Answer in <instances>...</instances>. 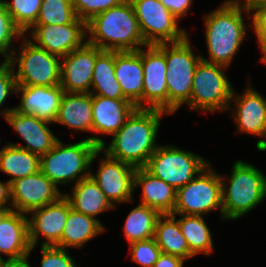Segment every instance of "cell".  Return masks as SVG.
<instances>
[{
    "label": "cell",
    "mask_w": 266,
    "mask_h": 267,
    "mask_svg": "<svg viewBox=\"0 0 266 267\" xmlns=\"http://www.w3.org/2000/svg\"><path fill=\"white\" fill-rule=\"evenodd\" d=\"M165 113L167 114L159 109L136 108L124 125L113 134L108 147L104 143L100 149L110 157L135 168L145 167L159 146L156 137L161 116Z\"/></svg>",
    "instance_id": "1"
},
{
    "label": "cell",
    "mask_w": 266,
    "mask_h": 267,
    "mask_svg": "<svg viewBox=\"0 0 266 267\" xmlns=\"http://www.w3.org/2000/svg\"><path fill=\"white\" fill-rule=\"evenodd\" d=\"M86 29L90 35L87 43L103 51H138L147 46L129 0L94 16Z\"/></svg>",
    "instance_id": "2"
},
{
    "label": "cell",
    "mask_w": 266,
    "mask_h": 267,
    "mask_svg": "<svg viewBox=\"0 0 266 267\" xmlns=\"http://www.w3.org/2000/svg\"><path fill=\"white\" fill-rule=\"evenodd\" d=\"M104 143L98 137H88L70 145L58 140L48 153L40 156V171L57 187L74 180L76 184L90 176L91 164Z\"/></svg>",
    "instance_id": "3"
},
{
    "label": "cell",
    "mask_w": 266,
    "mask_h": 267,
    "mask_svg": "<svg viewBox=\"0 0 266 267\" xmlns=\"http://www.w3.org/2000/svg\"><path fill=\"white\" fill-rule=\"evenodd\" d=\"M205 39L209 60L203 61L229 67L246 36L243 9L226 0L218 9L205 15Z\"/></svg>",
    "instance_id": "4"
},
{
    "label": "cell",
    "mask_w": 266,
    "mask_h": 267,
    "mask_svg": "<svg viewBox=\"0 0 266 267\" xmlns=\"http://www.w3.org/2000/svg\"><path fill=\"white\" fill-rule=\"evenodd\" d=\"M221 176L223 219H239L266 197V177L255 166L236 161L232 167L229 184Z\"/></svg>",
    "instance_id": "5"
},
{
    "label": "cell",
    "mask_w": 266,
    "mask_h": 267,
    "mask_svg": "<svg viewBox=\"0 0 266 267\" xmlns=\"http://www.w3.org/2000/svg\"><path fill=\"white\" fill-rule=\"evenodd\" d=\"M156 46L165 54L168 114H173L190 101L193 75L201 55L195 56L188 36L180 42L160 43Z\"/></svg>",
    "instance_id": "6"
},
{
    "label": "cell",
    "mask_w": 266,
    "mask_h": 267,
    "mask_svg": "<svg viewBox=\"0 0 266 267\" xmlns=\"http://www.w3.org/2000/svg\"><path fill=\"white\" fill-rule=\"evenodd\" d=\"M227 68L200 60L194 71L190 101L187 104L191 110L212 113L231 108L233 88L224 74Z\"/></svg>",
    "instance_id": "7"
},
{
    "label": "cell",
    "mask_w": 266,
    "mask_h": 267,
    "mask_svg": "<svg viewBox=\"0 0 266 267\" xmlns=\"http://www.w3.org/2000/svg\"><path fill=\"white\" fill-rule=\"evenodd\" d=\"M210 162L173 145L158 146L144 167L176 190L191 182Z\"/></svg>",
    "instance_id": "8"
},
{
    "label": "cell",
    "mask_w": 266,
    "mask_h": 267,
    "mask_svg": "<svg viewBox=\"0 0 266 267\" xmlns=\"http://www.w3.org/2000/svg\"><path fill=\"white\" fill-rule=\"evenodd\" d=\"M18 53L14 50L8 61L13 67L18 64L15 73L17 85L27 86H57L60 84V57L35 46L31 40L23 37ZM17 55L20 53V55Z\"/></svg>",
    "instance_id": "9"
},
{
    "label": "cell",
    "mask_w": 266,
    "mask_h": 267,
    "mask_svg": "<svg viewBox=\"0 0 266 267\" xmlns=\"http://www.w3.org/2000/svg\"><path fill=\"white\" fill-rule=\"evenodd\" d=\"M210 167L209 164L191 182L177 189L171 215L203 216L219 209L223 220L221 175Z\"/></svg>",
    "instance_id": "10"
},
{
    "label": "cell",
    "mask_w": 266,
    "mask_h": 267,
    "mask_svg": "<svg viewBox=\"0 0 266 267\" xmlns=\"http://www.w3.org/2000/svg\"><path fill=\"white\" fill-rule=\"evenodd\" d=\"M134 8L141 35L147 45L176 43L187 32L178 27V19L160 0H129Z\"/></svg>",
    "instance_id": "11"
},
{
    "label": "cell",
    "mask_w": 266,
    "mask_h": 267,
    "mask_svg": "<svg viewBox=\"0 0 266 267\" xmlns=\"http://www.w3.org/2000/svg\"><path fill=\"white\" fill-rule=\"evenodd\" d=\"M27 31L31 32L34 40L31 42L35 46L60 58L87 42V39L84 40L87 35L86 23L79 18L73 23L63 25H32Z\"/></svg>",
    "instance_id": "12"
},
{
    "label": "cell",
    "mask_w": 266,
    "mask_h": 267,
    "mask_svg": "<svg viewBox=\"0 0 266 267\" xmlns=\"http://www.w3.org/2000/svg\"><path fill=\"white\" fill-rule=\"evenodd\" d=\"M41 171L10 183L11 205L23 214L57 201L62 194Z\"/></svg>",
    "instance_id": "13"
},
{
    "label": "cell",
    "mask_w": 266,
    "mask_h": 267,
    "mask_svg": "<svg viewBox=\"0 0 266 267\" xmlns=\"http://www.w3.org/2000/svg\"><path fill=\"white\" fill-rule=\"evenodd\" d=\"M146 47V51L142 48V108L159 109L168 113L165 54L156 45Z\"/></svg>",
    "instance_id": "14"
},
{
    "label": "cell",
    "mask_w": 266,
    "mask_h": 267,
    "mask_svg": "<svg viewBox=\"0 0 266 267\" xmlns=\"http://www.w3.org/2000/svg\"><path fill=\"white\" fill-rule=\"evenodd\" d=\"M96 174L90 177L98 184L109 202L124 203L133 201L134 173L136 168L114 159L104 152Z\"/></svg>",
    "instance_id": "15"
},
{
    "label": "cell",
    "mask_w": 266,
    "mask_h": 267,
    "mask_svg": "<svg viewBox=\"0 0 266 267\" xmlns=\"http://www.w3.org/2000/svg\"><path fill=\"white\" fill-rule=\"evenodd\" d=\"M69 200L63 195L57 201L35 209L28 218L29 242L33 250L38 243L39 235L45 237L41 246H56L64 231L65 223L71 209Z\"/></svg>",
    "instance_id": "16"
},
{
    "label": "cell",
    "mask_w": 266,
    "mask_h": 267,
    "mask_svg": "<svg viewBox=\"0 0 266 267\" xmlns=\"http://www.w3.org/2000/svg\"><path fill=\"white\" fill-rule=\"evenodd\" d=\"M102 51L86 42L61 58L59 85L65 92L90 93L96 57Z\"/></svg>",
    "instance_id": "17"
},
{
    "label": "cell",
    "mask_w": 266,
    "mask_h": 267,
    "mask_svg": "<svg viewBox=\"0 0 266 267\" xmlns=\"http://www.w3.org/2000/svg\"><path fill=\"white\" fill-rule=\"evenodd\" d=\"M0 114L26 142V146L9 143L13 146L42 156L48 153L59 140L50 131L48 126L52 123L49 121L33 115L21 114L15 108H7Z\"/></svg>",
    "instance_id": "18"
},
{
    "label": "cell",
    "mask_w": 266,
    "mask_h": 267,
    "mask_svg": "<svg viewBox=\"0 0 266 267\" xmlns=\"http://www.w3.org/2000/svg\"><path fill=\"white\" fill-rule=\"evenodd\" d=\"M15 93L22 95L19 106L14 107L16 111L51 123L55 122L64 94L60 85L51 87L17 85Z\"/></svg>",
    "instance_id": "19"
},
{
    "label": "cell",
    "mask_w": 266,
    "mask_h": 267,
    "mask_svg": "<svg viewBox=\"0 0 266 267\" xmlns=\"http://www.w3.org/2000/svg\"><path fill=\"white\" fill-rule=\"evenodd\" d=\"M241 96L233 89L231 100L236 104L232 117L238 132H245L266 138V99L250 85Z\"/></svg>",
    "instance_id": "20"
},
{
    "label": "cell",
    "mask_w": 266,
    "mask_h": 267,
    "mask_svg": "<svg viewBox=\"0 0 266 267\" xmlns=\"http://www.w3.org/2000/svg\"><path fill=\"white\" fill-rule=\"evenodd\" d=\"M115 77L126 99L142 108V48L138 51H115Z\"/></svg>",
    "instance_id": "21"
},
{
    "label": "cell",
    "mask_w": 266,
    "mask_h": 267,
    "mask_svg": "<svg viewBox=\"0 0 266 267\" xmlns=\"http://www.w3.org/2000/svg\"><path fill=\"white\" fill-rule=\"evenodd\" d=\"M31 251L28 216L12 210L0 223V257L3 253L6 260H23Z\"/></svg>",
    "instance_id": "22"
},
{
    "label": "cell",
    "mask_w": 266,
    "mask_h": 267,
    "mask_svg": "<svg viewBox=\"0 0 266 267\" xmlns=\"http://www.w3.org/2000/svg\"><path fill=\"white\" fill-rule=\"evenodd\" d=\"M136 108L128 99L92 95V132L115 134Z\"/></svg>",
    "instance_id": "23"
},
{
    "label": "cell",
    "mask_w": 266,
    "mask_h": 267,
    "mask_svg": "<svg viewBox=\"0 0 266 267\" xmlns=\"http://www.w3.org/2000/svg\"><path fill=\"white\" fill-rule=\"evenodd\" d=\"M141 185V204L157 210L161 215L173 214L177 190L165 181L153 176L144 167L136 168L134 190Z\"/></svg>",
    "instance_id": "24"
},
{
    "label": "cell",
    "mask_w": 266,
    "mask_h": 267,
    "mask_svg": "<svg viewBox=\"0 0 266 267\" xmlns=\"http://www.w3.org/2000/svg\"><path fill=\"white\" fill-rule=\"evenodd\" d=\"M92 94L65 92L54 123L74 130L92 131Z\"/></svg>",
    "instance_id": "25"
},
{
    "label": "cell",
    "mask_w": 266,
    "mask_h": 267,
    "mask_svg": "<svg viewBox=\"0 0 266 267\" xmlns=\"http://www.w3.org/2000/svg\"><path fill=\"white\" fill-rule=\"evenodd\" d=\"M73 193L64 194L71 207L87 216L95 217L98 214L111 210L113 206L101 191L98 184L89 176L76 183Z\"/></svg>",
    "instance_id": "26"
},
{
    "label": "cell",
    "mask_w": 266,
    "mask_h": 267,
    "mask_svg": "<svg viewBox=\"0 0 266 267\" xmlns=\"http://www.w3.org/2000/svg\"><path fill=\"white\" fill-rule=\"evenodd\" d=\"M102 223L91 216L70 209L64 231L57 247H82L86 242L105 231Z\"/></svg>",
    "instance_id": "27"
},
{
    "label": "cell",
    "mask_w": 266,
    "mask_h": 267,
    "mask_svg": "<svg viewBox=\"0 0 266 267\" xmlns=\"http://www.w3.org/2000/svg\"><path fill=\"white\" fill-rule=\"evenodd\" d=\"M154 238L162 253L184 260L195 256L189 249L175 215L165 214L158 218Z\"/></svg>",
    "instance_id": "28"
},
{
    "label": "cell",
    "mask_w": 266,
    "mask_h": 267,
    "mask_svg": "<svg viewBox=\"0 0 266 267\" xmlns=\"http://www.w3.org/2000/svg\"><path fill=\"white\" fill-rule=\"evenodd\" d=\"M115 51H102L93 70L90 93L112 99H126L115 77ZM95 91H94V90Z\"/></svg>",
    "instance_id": "29"
},
{
    "label": "cell",
    "mask_w": 266,
    "mask_h": 267,
    "mask_svg": "<svg viewBox=\"0 0 266 267\" xmlns=\"http://www.w3.org/2000/svg\"><path fill=\"white\" fill-rule=\"evenodd\" d=\"M0 170L12 177L11 183L40 171V156L7 143L0 150Z\"/></svg>",
    "instance_id": "30"
},
{
    "label": "cell",
    "mask_w": 266,
    "mask_h": 267,
    "mask_svg": "<svg viewBox=\"0 0 266 267\" xmlns=\"http://www.w3.org/2000/svg\"><path fill=\"white\" fill-rule=\"evenodd\" d=\"M161 214L147 205L140 204L129 213L124 233L129 244L154 238L156 222Z\"/></svg>",
    "instance_id": "31"
},
{
    "label": "cell",
    "mask_w": 266,
    "mask_h": 267,
    "mask_svg": "<svg viewBox=\"0 0 266 267\" xmlns=\"http://www.w3.org/2000/svg\"><path fill=\"white\" fill-rule=\"evenodd\" d=\"M178 219L183 236L186 238L190 251L197 255H209L213 250V240L210 229L202 216L181 215Z\"/></svg>",
    "instance_id": "32"
},
{
    "label": "cell",
    "mask_w": 266,
    "mask_h": 267,
    "mask_svg": "<svg viewBox=\"0 0 266 267\" xmlns=\"http://www.w3.org/2000/svg\"><path fill=\"white\" fill-rule=\"evenodd\" d=\"M77 19L72 0H42L38 18L33 25H63Z\"/></svg>",
    "instance_id": "33"
},
{
    "label": "cell",
    "mask_w": 266,
    "mask_h": 267,
    "mask_svg": "<svg viewBox=\"0 0 266 267\" xmlns=\"http://www.w3.org/2000/svg\"><path fill=\"white\" fill-rule=\"evenodd\" d=\"M14 24L25 35L36 22L42 5V0H13L12 3L2 0Z\"/></svg>",
    "instance_id": "34"
},
{
    "label": "cell",
    "mask_w": 266,
    "mask_h": 267,
    "mask_svg": "<svg viewBox=\"0 0 266 267\" xmlns=\"http://www.w3.org/2000/svg\"><path fill=\"white\" fill-rule=\"evenodd\" d=\"M23 36V32L14 24L4 3L0 0V54L4 55V61H9L16 49L12 47L13 40Z\"/></svg>",
    "instance_id": "35"
},
{
    "label": "cell",
    "mask_w": 266,
    "mask_h": 267,
    "mask_svg": "<svg viewBox=\"0 0 266 267\" xmlns=\"http://www.w3.org/2000/svg\"><path fill=\"white\" fill-rule=\"evenodd\" d=\"M130 251L132 261L143 267H153L162 253L155 238L130 243Z\"/></svg>",
    "instance_id": "36"
},
{
    "label": "cell",
    "mask_w": 266,
    "mask_h": 267,
    "mask_svg": "<svg viewBox=\"0 0 266 267\" xmlns=\"http://www.w3.org/2000/svg\"><path fill=\"white\" fill-rule=\"evenodd\" d=\"M123 1L124 0H72V4L77 17L87 23L94 16L119 5Z\"/></svg>",
    "instance_id": "37"
},
{
    "label": "cell",
    "mask_w": 266,
    "mask_h": 267,
    "mask_svg": "<svg viewBox=\"0 0 266 267\" xmlns=\"http://www.w3.org/2000/svg\"><path fill=\"white\" fill-rule=\"evenodd\" d=\"M41 267H78L67 249L57 246H41Z\"/></svg>",
    "instance_id": "38"
},
{
    "label": "cell",
    "mask_w": 266,
    "mask_h": 267,
    "mask_svg": "<svg viewBox=\"0 0 266 267\" xmlns=\"http://www.w3.org/2000/svg\"><path fill=\"white\" fill-rule=\"evenodd\" d=\"M15 68L8 62L3 61L0 65V106L11 92H16Z\"/></svg>",
    "instance_id": "39"
},
{
    "label": "cell",
    "mask_w": 266,
    "mask_h": 267,
    "mask_svg": "<svg viewBox=\"0 0 266 267\" xmlns=\"http://www.w3.org/2000/svg\"><path fill=\"white\" fill-rule=\"evenodd\" d=\"M252 12V24L257 39H266V3L259 5Z\"/></svg>",
    "instance_id": "40"
},
{
    "label": "cell",
    "mask_w": 266,
    "mask_h": 267,
    "mask_svg": "<svg viewBox=\"0 0 266 267\" xmlns=\"http://www.w3.org/2000/svg\"><path fill=\"white\" fill-rule=\"evenodd\" d=\"M160 2L168 8L178 20L187 14L193 3L192 0H160Z\"/></svg>",
    "instance_id": "41"
},
{
    "label": "cell",
    "mask_w": 266,
    "mask_h": 267,
    "mask_svg": "<svg viewBox=\"0 0 266 267\" xmlns=\"http://www.w3.org/2000/svg\"><path fill=\"white\" fill-rule=\"evenodd\" d=\"M185 260L181 257L161 253L153 267H183Z\"/></svg>",
    "instance_id": "42"
},
{
    "label": "cell",
    "mask_w": 266,
    "mask_h": 267,
    "mask_svg": "<svg viewBox=\"0 0 266 267\" xmlns=\"http://www.w3.org/2000/svg\"><path fill=\"white\" fill-rule=\"evenodd\" d=\"M233 4L237 5L238 7L242 8L247 14L252 12L256 7L259 5L265 4L266 0H243L241 3L240 0H230Z\"/></svg>",
    "instance_id": "43"
},
{
    "label": "cell",
    "mask_w": 266,
    "mask_h": 267,
    "mask_svg": "<svg viewBox=\"0 0 266 267\" xmlns=\"http://www.w3.org/2000/svg\"><path fill=\"white\" fill-rule=\"evenodd\" d=\"M11 200V190L10 183L8 181L1 182L0 181V208H10L7 206L9 201Z\"/></svg>",
    "instance_id": "44"
},
{
    "label": "cell",
    "mask_w": 266,
    "mask_h": 267,
    "mask_svg": "<svg viewBox=\"0 0 266 267\" xmlns=\"http://www.w3.org/2000/svg\"><path fill=\"white\" fill-rule=\"evenodd\" d=\"M0 267H31L28 263V259L23 260H4Z\"/></svg>",
    "instance_id": "45"
},
{
    "label": "cell",
    "mask_w": 266,
    "mask_h": 267,
    "mask_svg": "<svg viewBox=\"0 0 266 267\" xmlns=\"http://www.w3.org/2000/svg\"><path fill=\"white\" fill-rule=\"evenodd\" d=\"M261 51L264 53L262 58L260 59L263 63H266V39H258L257 40Z\"/></svg>",
    "instance_id": "46"
},
{
    "label": "cell",
    "mask_w": 266,
    "mask_h": 267,
    "mask_svg": "<svg viewBox=\"0 0 266 267\" xmlns=\"http://www.w3.org/2000/svg\"><path fill=\"white\" fill-rule=\"evenodd\" d=\"M12 210V208H0V223Z\"/></svg>",
    "instance_id": "47"
},
{
    "label": "cell",
    "mask_w": 266,
    "mask_h": 267,
    "mask_svg": "<svg viewBox=\"0 0 266 267\" xmlns=\"http://www.w3.org/2000/svg\"><path fill=\"white\" fill-rule=\"evenodd\" d=\"M4 261V259L2 257H0V264Z\"/></svg>",
    "instance_id": "48"
}]
</instances>
